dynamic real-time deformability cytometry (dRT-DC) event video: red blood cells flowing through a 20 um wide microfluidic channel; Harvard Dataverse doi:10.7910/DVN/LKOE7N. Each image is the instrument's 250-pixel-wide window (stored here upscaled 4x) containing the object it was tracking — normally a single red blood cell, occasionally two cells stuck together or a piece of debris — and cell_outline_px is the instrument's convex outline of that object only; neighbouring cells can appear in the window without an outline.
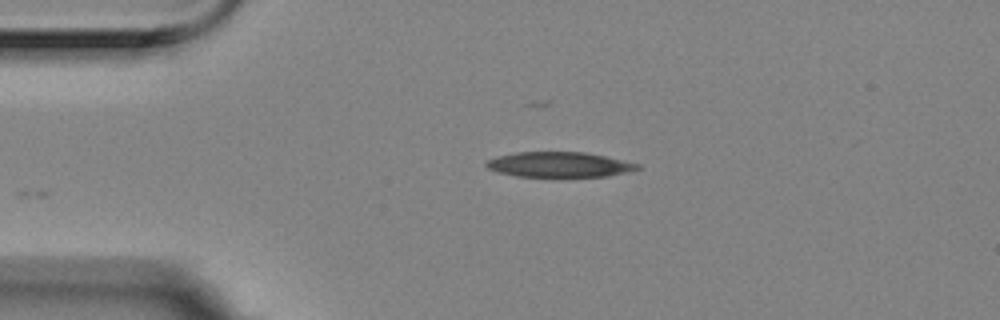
{"species": "Egyptian fruit bat (a non-hibernating species)", "species_latin": "Rousettus aegyptiacus", "temperature_condition": "room temperature", "stored_images_in_passage": 2, "camera_frame_rate_fps": 3000, "um_per_image_px": 0.085, "animal": {"sex": "female"}, "frame": {"image": 1, "passage_image": 2, "time_ms": 0.333, "image_size_px": [1000, 320], "cell_outline_px": [[640, 168], [628, 172], [608, 176], [516, 176], [500, 172], [488, 168], [484, 164], [488, 160], [496, 156], [516, 152], [584, 152], [604, 156], [640, 164]], "centroid_in_image_um": [47.53, 13.98], "position_along_channel_um": 37.5, "area_um2": 21.91}}